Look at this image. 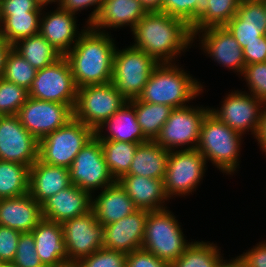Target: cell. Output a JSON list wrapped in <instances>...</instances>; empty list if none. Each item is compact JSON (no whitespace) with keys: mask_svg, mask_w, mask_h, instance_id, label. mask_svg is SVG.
<instances>
[{"mask_svg":"<svg viewBox=\"0 0 266 267\" xmlns=\"http://www.w3.org/2000/svg\"><path fill=\"white\" fill-rule=\"evenodd\" d=\"M131 32L132 46L143 50L157 63H174L193 43L191 27L163 12H147Z\"/></svg>","mask_w":266,"mask_h":267,"instance_id":"6da1fadb","label":"cell"},{"mask_svg":"<svg viewBox=\"0 0 266 267\" xmlns=\"http://www.w3.org/2000/svg\"><path fill=\"white\" fill-rule=\"evenodd\" d=\"M115 40L88 26L65 55L77 88L110 83L113 73Z\"/></svg>","mask_w":266,"mask_h":267,"instance_id":"7a4b0ae2","label":"cell"},{"mask_svg":"<svg viewBox=\"0 0 266 267\" xmlns=\"http://www.w3.org/2000/svg\"><path fill=\"white\" fill-rule=\"evenodd\" d=\"M175 63L176 61L158 63L137 99L152 104L169 105L174 109L187 106L191 99L201 95V82Z\"/></svg>","mask_w":266,"mask_h":267,"instance_id":"3957f363","label":"cell"},{"mask_svg":"<svg viewBox=\"0 0 266 267\" xmlns=\"http://www.w3.org/2000/svg\"><path fill=\"white\" fill-rule=\"evenodd\" d=\"M242 136L209 110L202 121L196 149L206 162L210 160L222 173L231 175L239 168Z\"/></svg>","mask_w":266,"mask_h":267,"instance_id":"277c9868","label":"cell"},{"mask_svg":"<svg viewBox=\"0 0 266 267\" xmlns=\"http://www.w3.org/2000/svg\"><path fill=\"white\" fill-rule=\"evenodd\" d=\"M182 230L174 213L168 208L149 211L142 249L171 264L191 243L184 238L186 236Z\"/></svg>","mask_w":266,"mask_h":267,"instance_id":"5b68a950","label":"cell"},{"mask_svg":"<svg viewBox=\"0 0 266 267\" xmlns=\"http://www.w3.org/2000/svg\"><path fill=\"white\" fill-rule=\"evenodd\" d=\"M157 64L132 44L121 50L116 48L111 83L127 101L138 98Z\"/></svg>","mask_w":266,"mask_h":267,"instance_id":"8992f818","label":"cell"},{"mask_svg":"<svg viewBox=\"0 0 266 267\" xmlns=\"http://www.w3.org/2000/svg\"><path fill=\"white\" fill-rule=\"evenodd\" d=\"M95 131L75 118L39 141V159L49 165L70 168L76 155Z\"/></svg>","mask_w":266,"mask_h":267,"instance_id":"52a82bcc","label":"cell"},{"mask_svg":"<svg viewBox=\"0 0 266 267\" xmlns=\"http://www.w3.org/2000/svg\"><path fill=\"white\" fill-rule=\"evenodd\" d=\"M128 101L110 82L77 88L73 118L96 131Z\"/></svg>","mask_w":266,"mask_h":267,"instance_id":"ba28073f","label":"cell"},{"mask_svg":"<svg viewBox=\"0 0 266 267\" xmlns=\"http://www.w3.org/2000/svg\"><path fill=\"white\" fill-rule=\"evenodd\" d=\"M206 163L197 149L170 151L163 180L168 198L186 196L196 191L207 170Z\"/></svg>","mask_w":266,"mask_h":267,"instance_id":"9c48e42d","label":"cell"},{"mask_svg":"<svg viewBox=\"0 0 266 267\" xmlns=\"http://www.w3.org/2000/svg\"><path fill=\"white\" fill-rule=\"evenodd\" d=\"M209 110V107H194L193 105L172 109L154 141L169 151L176 150V148L196 149L199 143L200 127ZM185 145L187 148L184 147Z\"/></svg>","mask_w":266,"mask_h":267,"instance_id":"30bf717a","label":"cell"},{"mask_svg":"<svg viewBox=\"0 0 266 267\" xmlns=\"http://www.w3.org/2000/svg\"><path fill=\"white\" fill-rule=\"evenodd\" d=\"M77 87L65 56L43 69L37 70L28 97L70 105L74 108Z\"/></svg>","mask_w":266,"mask_h":267,"instance_id":"8fae6325","label":"cell"},{"mask_svg":"<svg viewBox=\"0 0 266 267\" xmlns=\"http://www.w3.org/2000/svg\"><path fill=\"white\" fill-rule=\"evenodd\" d=\"M70 170L71 184L95 196L116 180L111 175L102 152L101 141L94 135L76 155Z\"/></svg>","mask_w":266,"mask_h":267,"instance_id":"7c38bea8","label":"cell"},{"mask_svg":"<svg viewBox=\"0 0 266 267\" xmlns=\"http://www.w3.org/2000/svg\"><path fill=\"white\" fill-rule=\"evenodd\" d=\"M221 108H210L223 123L240 134L251 132L256 137L265 101L245 91H232L224 97Z\"/></svg>","mask_w":266,"mask_h":267,"instance_id":"4fadbf2b","label":"cell"},{"mask_svg":"<svg viewBox=\"0 0 266 267\" xmlns=\"http://www.w3.org/2000/svg\"><path fill=\"white\" fill-rule=\"evenodd\" d=\"M22 126L38 141L73 119L70 105L28 97L17 113Z\"/></svg>","mask_w":266,"mask_h":267,"instance_id":"5bb4252c","label":"cell"},{"mask_svg":"<svg viewBox=\"0 0 266 267\" xmlns=\"http://www.w3.org/2000/svg\"><path fill=\"white\" fill-rule=\"evenodd\" d=\"M38 158L39 141L22 126L18 116H0V160L30 168Z\"/></svg>","mask_w":266,"mask_h":267,"instance_id":"9a60e30c","label":"cell"},{"mask_svg":"<svg viewBox=\"0 0 266 267\" xmlns=\"http://www.w3.org/2000/svg\"><path fill=\"white\" fill-rule=\"evenodd\" d=\"M62 227L68 264H76L103 247V226L97 222L92 210L64 221Z\"/></svg>","mask_w":266,"mask_h":267,"instance_id":"2e32d148","label":"cell"},{"mask_svg":"<svg viewBox=\"0 0 266 267\" xmlns=\"http://www.w3.org/2000/svg\"><path fill=\"white\" fill-rule=\"evenodd\" d=\"M202 33V34H201ZM199 37L201 50L220 66L243 74L245 60L243 49L225 26L207 27L193 34V42ZM201 35V36H200ZM201 39V40H200Z\"/></svg>","mask_w":266,"mask_h":267,"instance_id":"e0dca14e","label":"cell"},{"mask_svg":"<svg viewBox=\"0 0 266 267\" xmlns=\"http://www.w3.org/2000/svg\"><path fill=\"white\" fill-rule=\"evenodd\" d=\"M148 210L138 209L103 226V247L128 254L142 248Z\"/></svg>","mask_w":266,"mask_h":267,"instance_id":"ac0fdd59","label":"cell"},{"mask_svg":"<svg viewBox=\"0 0 266 267\" xmlns=\"http://www.w3.org/2000/svg\"><path fill=\"white\" fill-rule=\"evenodd\" d=\"M76 15L57 9L41 13L39 34L43 36L58 52L65 56L78 41L80 35L88 27L78 31ZM73 44V45H72Z\"/></svg>","mask_w":266,"mask_h":267,"instance_id":"d6986e66","label":"cell"},{"mask_svg":"<svg viewBox=\"0 0 266 267\" xmlns=\"http://www.w3.org/2000/svg\"><path fill=\"white\" fill-rule=\"evenodd\" d=\"M92 197L88 191L71 184L41 204L43 219L62 224L87 214L92 208Z\"/></svg>","mask_w":266,"mask_h":267,"instance_id":"ffe728a7","label":"cell"},{"mask_svg":"<svg viewBox=\"0 0 266 267\" xmlns=\"http://www.w3.org/2000/svg\"><path fill=\"white\" fill-rule=\"evenodd\" d=\"M36 252L45 267H62L68 264V254L61 223L42 219L31 231Z\"/></svg>","mask_w":266,"mask_h":267,"instance_id":"44dd1931","label":"cell"},{"mask_svg":"<svg viewBox=\"0 0 266 267\" xmlns=\"http://www.w3.org/2000/svg\"><path fill=\"white\" fill-rule=\"evenodd\" d=\"M99 193L98 196L92 197L91 210L102 226L114 223L138 210L118 180Z\"/></svg>","mask_w":266,"mask_h":267,"instance_id":"7402d4cb","label":"cell"},{"mask_svg":"<svg viewBox=\"0 0 266 267\" xmlns=\"http://www.w3.org/2000/svg\"><path fill=\"white\" fill-rule=\"evenodd\" d=\"M70 185L69 168L49 165L39 158L29 168V194L40 205Z\"/></svg>","mask_w":266,"mask_h":267,"instance_id":"603a6c76","label":"cell"},{"mask_svg":"<svg viewBox=\"0 0 266 267\" xmlns=\"http://www.w3.org/2000/svg\"><path fill=\"white\" fill-rule=\"evenodd\" d=\"M43 219L42 208L29 193L16 198L0 199V225L31 232Z\"/></svg>","mask_w":266,"mask_h":267,"instance_id":"cb8c5ba5","label":"cell"},{"mask_svg":"<svg viewBox=\"0 0 266 267\" xmlns=\"http://www.w3.org/2000/svg\"><path fill=\"white\" fill-rule=\"evenodd\" d=\"M146 13L140 0H103L101 9L90 27L108 33L104 29L130 26L132 31Z\"/></svg>","mask_w":266,"mask_h":267,"instance_id":"d4e9b609","label":"cell"},{"mask_svg":"<svg viewBox=\"0 0 266 267\" xmlns=\"http://www.w3.org/2000/svg\"><path fill=\"white\" fill-rule=\"evenodd\" d=\"M163 180L125 174L118 181L138 209L157 211L166 209L165 201L170 200L165 192Z\"/></svg>","mask_w":266,"mask_h":267,"instance_id":"484cf974","label":"cell"},{"mask_svg":"<svg viewBox=\"0 0 266 267\" xmlns=\"http://www.w3.org/2000/svg\"><path fill=\"white\" fill-rule=\"evenodd\" d=\"M104 128L107 129L105 130V132L107 131L106 133L103 131ZM95 136L99 140L130 143H145L149 141L143 135L138 124L135 107L129 101L95 131Z\"/></svg>","mask_w":266,"mask_h":267,"instance_id":"4316f807","label":"cell"},{"mask_svg":"<svg viewBox=\"0 0 266 267\" xmlns=\"http://www.w3.org/2000/svg\"><path fill=\"white\" fill-rule=\"evenodd\" d=\"M169 152L155 141L140 144L126 174L164 179Z\"/></svg>","mask_w":266,"mask_h":267,"instance_id":"83f0119b","label":"cell"},{"mask_svg":"<svg viewBox=\"0 0 266 267\" xmlns=\"http://www.w3.org/2000/svg\"><path fill=\"white\" fill-rule=\"evenodd\" d=\"M42 12L0 14V37L8 44L39 34Z\"/></svg>","mask_w":266,"mask_h":267,"instance_id":"f1b7e54d","label":"cell"},{"mask_svg":"<svg viewBox=\"0 0 266 267\" xmlns=\"http://www.w3.org/2000/svg\"><path fill=\"white\" fill-rule=\"evenodd\" d=\"M12 48L36 70L51 65L63 56L40 34L19 40Z\"/></svg>","mask_w":266,"mask_h":267,"instance_id":"f546056e","label":"cell"},{"mask_svg":"<svg viewBox=\"0 0 266 267\" xmlns=\"http://www.w3.org/2000/svg\"><path fill=\"white\" fill-rule=\"evenodd\" d=\"M129 102L135 107L137 121L143 135L148 140L154 141L173 108L169 105L139 101L137 98L129 100Z\"/></svg>","mask_w":266,"mask_h":267,"instance_id":"4dcf8cb0","label":"cell"},{"mask_svg":"<svg viewBox=\"0 0 266 267\" xmlns=\"http://www.w3.org/2000/svg\"><path fill=\"white\" fill-rule=\"evenodd\" d=\"M29 193V167L0 160V199Z\"/></svg>","mask_w":266,"mask_h":267,"instance_id":"1f68e13d","label":"cell"},{"mask_svg":"<svg viewBox=\"0 0 266 267\" xmlns=\"http://www.w3.org/2000/svg\"><path fill=\"white\" fill-rule=\"evenodd\" d=\"M105 162L111 175L119 180L130 168L137 147L142 143L100 140Z\"/></svg>","mask_w":266,"mask_h":267,"instance_id":"d6a6232c","label":"cell"},{"mask_svg":"<svg viewBox=\"0 0 266 267\" xmlns=\"http://www.w3.org/2000/svg\"><path fill=\"white\" fill-rule=\"evenodd\" d=\"M217 244L204 241H192L182 255L170 264V267H216L222 258Z\"/></svg>","mask_w":266,"mask_h":267,"instance_id":"836d02e7","label":"cell"},{"mask_svg":"<svg viewBox=\"0 0 266 267\" xmlns=\"http://www.w3.org/2000/svg\"><path fill=\"white\" fill-rule=\"evenodd\" d=\"M241 0H208L206 13L191 27L192 35L213 26H225L237 13Z\"/></svg>","mask_w":266,"mask_h":267,"instance_id":"e575fe53","label":"cell"},{"mask_svg":"<svg viewBox=\"0 0 266 267\" xmlns=\"http://www.w3.org/2000/svg\"><path fill=\"white\" fill-rule=\"evenodd\" d=\"M208 0H162V12L192 27L207 11Z\"/></svg>","mask_w":266,"mask_h":267,"instance_id":"d590c367","label":"cell"},{"mask_svg":"<svg viewBox=\"0 0 266 267\" xmlns=\"http://www.w3.org/2000/svg\"><path fill=\"white\" fill-rule=\"evenodd\" d=\"M36 73L37 70L33 68L17 51L13 48L10 49L6 57L2 78L29 90L36 77Z\"/></svg>","mask_w":266,"mask_h":267,"instance_id":"8d00e7d4","label":"cell"},{"mask_svg":"<svg viewBox=\"0 0 266 267\" xmlns=\"http://www.w3.org/2000/svg\"><path fill=\"white\" fill-rule=\"evenodd\" d=\"M28 98V90L0 77V116L17 115Z\"/></svg>","mask_w":266,"mask_h":267,"instance_id":"74e56055","label":"cell"},{"mask_svg":"<svg viewBox=\"0 0 266 267\" xmlns=\"http://www.w3.org/2000/svg\"><path fill=\"white\" fill-rule=\"evenodd\" d=\"M225 27L237 40L242 49L249 43L261 41V36L266 35V25L243 24V20L237 15H235Z\"/></svg>","mask_w":266,"mask_h":267,"instance_id":"f35d334b","label":"cell"},{"mask_svg":"<svg viewBox=\"0 0 266 267\" xmlns=\"http://www.w3.org/2000/svg\"><path fill=\"white\" fill-rule=\"evenodd\" d=\"M127 254L101 247L95 253L83 257L78 267H126Z\"/></svg>","mask_w":266,"mask_h":267,"instance_id":"ab89813d","label":"cell"},{"mask_svg":"<svg viewBox=\"0 0 266 267\" xmlns=\"http://www.w3.org/2000/svg\"><path fill=\"white\" fill-rule=\"evenodd\" d=\"M12 262L17 267H45L36 252L35 240L31 232L20 234Z\"/></svg>","mask_w":266,"mask_h":267,"instance_id":"60d3db41","label":"cell"},{"mask_svg":"<svg viewBox=\"0 0 266 267\" xmlns=\"http://www.w3.org/2000/svg\"><path fill=\"white\" fill-rule=\"evenodd\" d=\"M242 76L249 92L266 101V62L245 65Z\"/></svg>","mask_w":266,"mask_h":267,"instance_id":"b9f144b4","label":"cell"},{"mask_svg":"<svg viewBox=\"0 0 266 267\" xmlns=\"http://www.w3.org/2000/svg\"><path fill=\"white\" fill-rule=\"evenodd\" d=\"M236 15L243 20V24L266 25L263 0H241Z\"/></svg>","mask_w":266,"mask_h":267,"instance_id":"7bdbcfd3","label":"cell"},{"mask_svg":"<svg viewBox=\"0 0 266 267\" xmlns=\"http://www.w3.org/2000/svg\"><path fill=\"white\" fill-rule=\"evenodd\" d=\"M22 232L0 225V260L12 262L14 260L18 240Z\"/></svg>","mask_w":266,"mask_h":267,"instance_id":"ee69618b","label":"cell"},{"mask_svg":"<svg viewBox=\"0 0 266 267\" xmlns=\"http://www.w3.org/2000/svg\"><path fill=\"white\" fill-rule=\"evenodd\" d=\"M102 3L103 0H60L58 6L62 10L74 15H76L78 11L81 12V10L94 6L93 11L86 21V26H91L101 9Z\"/></svg>","mask_w":266,"mask_h":267,"instance_id":"f6af8a7d","label":"cell"},{"mask_svg":"<svg viewBox=\"0 0 266 267\" xmlns=\"http://www.w3.org/2000/svg\"><path fill=\"white\" fill-rule=\"evenodd\" d=\"M126 267H170V264L141 248L127 254Z\"/></svg>","mask_w":266,"mask_h":267,"instance_id":"bcb514c9","label":"cell"},{"mask_svg":"<svg viewBox=\"0 0 266 267\" xmlns=\"http://www.w3.org/2000/svg\"><path fill=\"white\" fill-rule=\"evenodd\" d=\"M44 8L36 0H1L0 2V14L42 12Z\"/></svg>","mask_w":266,"mask_h":267,"instance_id":"7dc6e473","label":"cell"},{"mask_svg":"<svg viewBox=\"0 0 266 267\" xmlns=\"http://www.w3.org/2000/svg\"><path fill=\"white\" fill-rule=\"evenodd\" d=\"M237 257L244 267H266V241L257 243L256 246Z\"/></svg>","mask_w":266,"mask_h":267,"instance_id":"c3c4849f","label":"cell"},{"mask_svg":"<svg viewBox=\"0 0 266 267\" xmlns=\"http://www.w3.org/2000/svg\"><path fill=\"white\" fill-rule=\"evenodd\" d=\"M245 65L266 62V35L261 41H254L243 48Z\"/></svg>","mask_w":266,"mask_h":267,"instance_id":"681fc988","label":"cell"},{"mask_svg":"<svg viewBox=\"0 0 266 267\" xmlns=\"http://www.w3.org/2000/svg\"><path fill=\"white\" fill-rule=\"evenodd\" d=\"M255 139L258 142L257 144H260V149H262V151L265 152L266 155V101L264 103L262 118Z\"/></svg>","mask_w":266,"mask_h":267,"instance_id":"f907efd6","label":"cell"},{"mask_svg":"<svg viewBox=\"0 0 266 267\" xmlns=\"http://www.w3.org/2000/svg\"><path fill=\"white\" fill-rule=\"evenodd\" d=\"M11 48L12 45L8 44L3 38L0 37V77L3 75L6 57Z\"/></svg>","mask_w":266,"mask_h":267,"instance_id":"816d5d0a","label":"cell"},{"mask_svg":"<svg viewBox=\"0 0 266 267\" xmlns=\"http://www.w3.org/2000/svg\"><path fill=\"white\" fill-rule=\"evenodd\" d=\"M147 12H162V0H140Z\"/></svg>","mask_w":266,"mask_h":267,"instance_id":"f5cc1de1","label":"cell"},{"mask_svg":"<svg viewBox=\"0 0 266 267\" xmlns=\"http://www.w3.org/2000/svg\"><path fill=\"white\" fill-rule=\"evenodd\" d=\"M216 267H244V265L238 257H235L228 261L222 258Z\"/></svg>","mask_w":266,"mask_h":267,"instance_id":"db71d44e","label":"cell"},{"mask_svg":"<svg viewBox=\"0 0 266 267\" xmlns=\"http://www.w3.org/2000/svg\"><path fill=\"white\" fill-rule=\"evenodd\" d=\"M36 1L39 2L41 6L45 5L48 6V4H52L54 2H56V4L58 5L60 0H36Z\"/></svg>","mask_w":266,"mask_h":267,"instance_id":"11a10c76","label":"cell"},{"mask_svg":"<svg viewBox=\"0 0 266 267\" xmlns=\"http://www.w3.org/2000/svg\"><path fill=\"white\" fill-rule=\"evenodd\" d=\"M0 267H17L13 262L1 261Z\"/></svg>","mask_w":266,"mask_h":267,"instance_id":"9f6ffc18","label":"cell"},{"mask_svg":"<svg viewBox=\"0 0 266 267\" xmlns=\"http://www.w3.org/2000/svg\"><path fill=\"white\" fill-rule=\"evenodd\" d=\"M62 267H78V266L76 264L71 263V264L64 265Z\"/></svg>","mask_w":266,"mask_h":267,"instance_id":"6f0895ef","label":"cell"},{"mask_svg":"<svg viewBox=\"0 0 266 267\" xmlns=\"http://www.w3.org/2000/svg\"><path fill=\"white\" fill-rule=\"evenodd\" d=\"M263 3H264V5H265V10H266V0H263Z\"/></svg>","mask_w":266,"mask_h":267,"instance_id":"680465c9","label":"cell"}]
</instances>
